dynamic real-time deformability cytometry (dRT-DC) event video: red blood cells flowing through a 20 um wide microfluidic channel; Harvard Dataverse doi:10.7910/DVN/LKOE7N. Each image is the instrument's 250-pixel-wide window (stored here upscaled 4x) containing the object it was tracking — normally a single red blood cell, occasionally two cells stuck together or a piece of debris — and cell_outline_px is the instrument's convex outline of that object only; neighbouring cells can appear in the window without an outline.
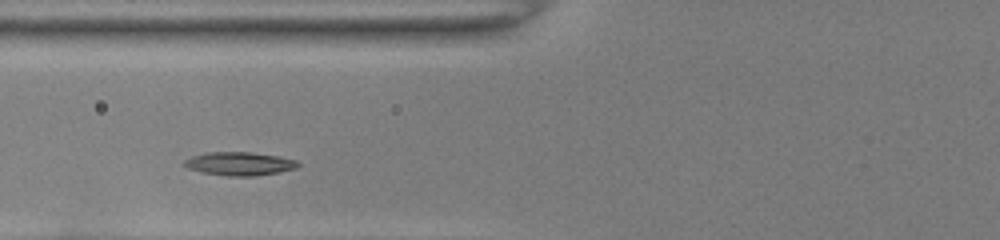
{"species": "common noctule bat (a hibernating species)", "species_latin": "Nyctalus noctula", "temperature_condition": "room temperature", "stored_images_in_passage": 30, "camera_frame_rate_fps": 3000, "um_per_image_px": 0.085, "animal": {"sex": "female", "body_mass_g": 22.0, "forearm_length_mm": 56.7}, "frame": {"image": 1, "passage_image": 6, "time_ms": 1.667, "image_size_px": [1000, 240], "cell_outline_px": [[300, 164], [296, 168], [256, 176], [228, 176], [204, 172], [188, 168], [184, 164], [184, 160], [192, 156], [208, 152], [248, 152], [276, 156], [296, 160]], "centroid_in_image_um": [20.35, 13.91], "position_along_channel_um": 105.5, "area_um2": 15.2}}
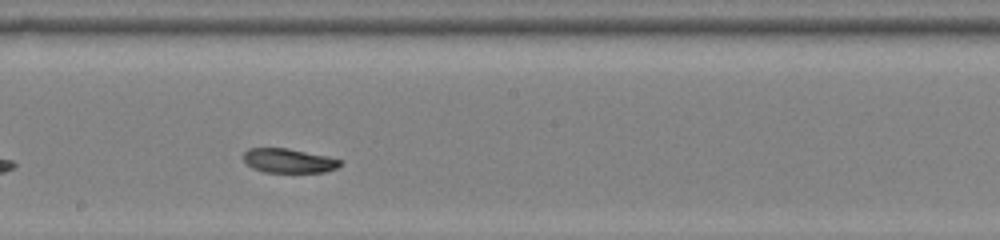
{"frame": {"image": 2, "passage_image": 15, "time_ms": 4.667, "image_size_px": [1000, 240], "cell_outline_px": [[340, 164], [336, 168], [324, 172], [264, 172], [252, 168], [244, 160], [244, 152], [248, 148], [288, 148], [324, 156], [340, 160]], "centroid_in_image_um": [24.48, 13.66], "position_along_channel_um": 223.7, "area_um2": 13.41}}
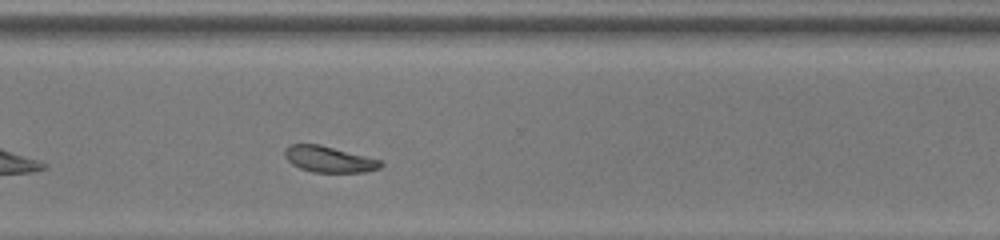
{"frame": {"image": 3, "passage_image": 24, "time_ms": 7.667, "image_size_px": [1000, 240], "cell_outline_px": [[384, 164], [380, 168], [364, 172], [312, 172], [300, 168], [292, 164], [284, 156], [284, 152], [292, 144], [320, 144], [380, 160]], "centroid_in_image_um": [27.97, 13.54], "position_along_channel_um": 342.6, "area_um2": 14.39}, "authors_computed_cell_mechanics": {"area_um2": 14.0454, "velocity_mm_per_s": 3.957, "shape_relaxation_time_tau1_ms": null, "shape_relaxation_time_tau2_ms": 2.1202, "deformation_change_tau1": null, "deformation_change_tau2": 0.0727}}